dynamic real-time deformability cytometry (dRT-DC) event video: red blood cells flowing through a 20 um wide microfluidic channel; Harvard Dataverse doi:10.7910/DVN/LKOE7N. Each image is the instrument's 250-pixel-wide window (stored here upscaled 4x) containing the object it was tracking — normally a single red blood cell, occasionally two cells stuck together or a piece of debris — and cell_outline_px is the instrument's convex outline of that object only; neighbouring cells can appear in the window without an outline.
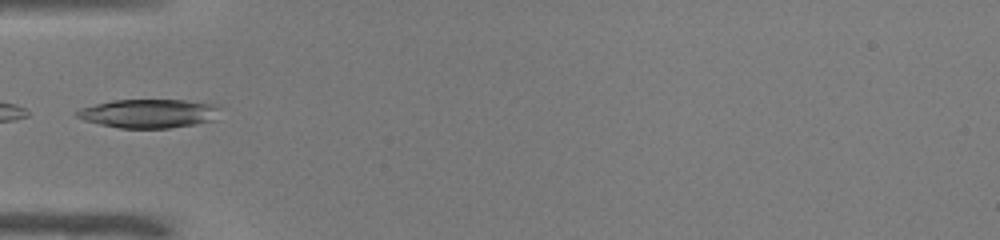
{"species": "common noctule bat (a hibernating species)", "species_latin": "Nyctalus noctula", "temperature_condition": "warm", "stored_images_in_passage": 33, "camera_frame_rate_fps": 3000, "um_per_image_px": 0.085, "animal": {"sex": "male", "body_mass_g": 19.0, "forearm_length_mm": 50.8}, "frame": {"image": 1, "passage_image": 1, "time_ms": 0.0, "image_size_px": [1000, 240], "cell_outline_px": [[220, 108], [216, 120], [196, 124], [168, 128], [120, 128], [100, 124], [84, 120], [76, 116], [76, 112], [80, 108], [112, 100], [184, 100], [216, 104]], "centroid_in_image_um": [12.69, 9.64], "position_along_channel_um": 72.3, "area_um2": 24.04}}
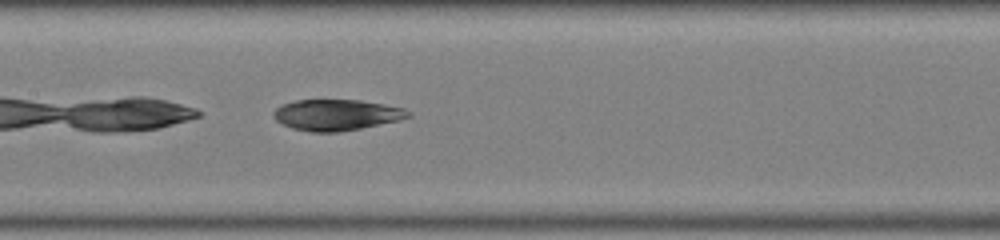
{"frame": {"image": 2, "passage_image": 9, "time_ms": 2.667, "image_size_px": [1000, 240], "cell_outline_px": [[412, 116], [400, 120], [360, 128], [336, 132], [312, 132], [292, 128], [276, 120], [272, 116], [272, 112], [276, 108], [284, 104], [296, 100], [360, 100], [384, 104], [404, 108], [412, 112]], "centroid_in_image_um": [28.62, 9.76], "position_along_channel_um": 178.8, "area_um2": 24.28}}
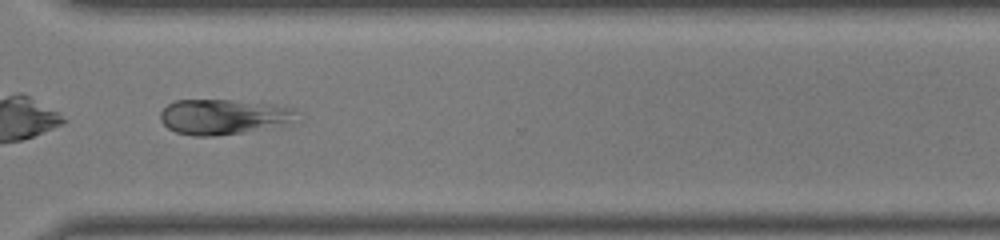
{"frame": {"image": 3, "passage_image": 22, "time_ms": 7.0, "image_size_px": [1000, 240], "cell_outline_px": [[296, 112], [292, 124], [244, 132], [216, 136], [196, 136], [176, 132], [168, 128], [160, 120], [160, 112], [168, 104], [176, 100], [232, 100], [276, 104], [288, 108]], "centroid_in_image_um": [18.98, 9.93], "position_along_channel_um": 351.6, "area_um2": 28.03}, "authors_computed_cell_mechanics": {"area_um2": 25.0274, "velocity_mm_per_s": 3.9783, "shape_relaxation_time_tau1_ms": 3.3549, "shape_relaxation_time_tau2_ms": 1.7992, "deformation_change_tau1": 0.0703, "deformation_change_tau2": 0.0882}}